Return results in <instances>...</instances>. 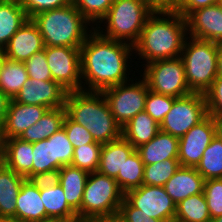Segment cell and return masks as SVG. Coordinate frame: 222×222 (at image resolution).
I'll return each mask as SVG.
<instances>
[{
	"mask_svg": "<svg viewBox=\"0 0 222 222\" xmlns=\"http://www.w3.org/2000/svg\"><path fill=\"white\" fill-rule=\"evenodd\" d=\"M133 51V45L107 39L93 29L80 47L82 90L101 92L131 80L128 61Z\"/></svg>",
	"mask_w": 222,
	"mask_h": 222,
	"instance_id": "6da1fadb",
	"label": "cell"
},
{
	"mask_svg": "<svg viewBox=\"0 0 222 222\" xmlns=\"http://www.w3.org/2000/svg\"><path fill=\"white\" fill-rule=\"evenodd\" d=\"M187 22L177 11L155 10L147 19L133 50L143 65L150 62L180 57L186 38Z\"/></svg>",
	"mask_w": 222,
	"mask_h": 222,
	"instance_id": "7a4b0ae2",
	"label": "cell"
},
{
	"mask_svg": "<svg viewBox=\"0 0 222 222\" xmlns=\"http://www.w3.org/2000/svg\"><path fill=\"white\" fill-rule=\"evenodd\" d=\"M65 108L66 114L85 127L95 142L103 145L122 136V128L115 121L102 92H67Z\"/></svg>",
	"mask_w": 222,
	"mask_h": 222,
	"instance_id": "3957f363",
	"label": "cell"
},
{
	"mask_svg": "<svg viewBox=\"0 0 222 222\" xmlns=\"http://www.w3.org/2000/svg\"><path fill=\"white\" fill-rule=\"evenodd\" d=\"M31 19L39 29L45 47L80 48L94 29L72 3L40 12Z\"/></svg>",
	"mask_w": 222,
	"mask_h": 222,
	"instance_id": "277c9868",
	"label": "cell"
},
{
	"mask_svg": "<svg viewBox=\"0 0 222 222\" xmlns=\"http://www.w3.org/2000/svg\"><path fill=\"white\" fill-rule=\"evenodd\" d=\"M154 11L145 0H114L106 16L94 29L107 39L134 45ZM100 26H105L106 30Z\"/></svg>",
	"mask_w": 222,
	"mask_h": 222,
	"instance_id": "5b68a950",
	"label": "cell"
},
{
	"mask_svg": "<svg viewBox=\"0 0 222 222\" xmlns=\"http://www.w3.org/2000/svg\"><path fill=\"white\" fill-rule=\"evenodd\" d=\"M124 195L116 179L89 173L81 203V222H114Z\"/></svg>",
	"mask_w": 222,
	"mask_h": 222,
	"instance_id": "8992f818",
	"label": "cell"
},
{
	"mask_svg": "<svg viewBox=\"0 0 222 222\" xmlns=\"http://www.w3.org/2000/svg\"><path fill=\"white\" fill-rule=\"evenodd\" d=\"M192 93H202L217 78V43L187 37L180 55Z\"/></svg>",
	"mask_w": 222,
	"mask_h": 222,
	"instance_id": "52a82bcc",
	"label": "cell"
},
{
	"mask_svg": "<svg viewBox=\"0 0 222 222\" xmlns=\"http://www.w3.org/2000/svg\"><path fill=\"white\" fill-rule=\"evenodd\" d=\"M143 77L150 91L173 96L184 97L192 92L185 77V68L181 57L161 59L143 66Z\"/></svg>",
	"mask_w": 222,
	"mask_h": 222,
	"instance_id": "ba28073f",
	"label": "cell"
},
{
	"mask_svg": "<svg viewBox=\"0 0 222 222\" xmlns=\"http://www.w3.org/2000/svg\"><path fill=\"white\" fill-rule=\"evenodd\" d=\"M131 81V83H130ZM131 79L119 85L108 87L101 92L110 107L115 121L123 128L134 116L145 110L148 85L142 77Z\"/></svg>",
	"mask_w": 222,
	"mask_h": 222,
	"instance_id": "9c48e42d",
	"label": "cell"
},
{
	"mask_svg": "<svg viewBox=\"0 0 222 222\" xmlns=\"http://www.w3.org/2000/svg\"><path fill=\"white\" fill-rule=\"evenodd\" d=\"M207 116L208 109L205 95L191 93L174 100L170 111L160 124V130L181 138Z\"/></svg>",
	"mask_w": 222,
	"mask_h": 222,
	"instance_id": "30bf717a",
	"label": "cell"
},
{
	"mask_svg": "<svg viewBox=\"0 0 222 222\" xmlns=\"http://www.w3.org/2000/svg\"><path fill=\"white\" fill-rule=\"evenodd\" d=\"M52 80L67 92L82 91L80 48L44 47Z\"/></svg>",
	"mask_w": 222,
	"mask_h": 222,
	"instance_id": "8fae6325",
	"label": "cell"
},
{
	"mask_svg": "<svg viewBox=\"0 0 222 222\" xmlns=\"http://www.w3.org/2000/svg\"><path fill=\"white\" fill-rule=\"evenodd\" d=\"M124 198L150 218L174 222L176 204L163 186L142 184L140 187L127 191Z\"/></svg>",
	"mask_w": 222,
	"mask_h": 222,
	"instance_id": "7c38bea8",
	"label": "cell"
},
{
	"mask_svg": "<svg viewBox=\"0 0 222 222\" xmlns=\"http://www.w3.org/2000/svg\"><path fill=\"white\" fill-rule=\"evenodd\" d=\"M215 137L213 117L208 115L179 138L178 161L181 166L194 167L199 164L203 152Z\"/></svg>",
	"mask_w": 222,
	"mask_h": 222,
	"instance_id": "4fadbf2b",
	"label": "cell"
},
{
	"mask_svg": "<svg viewBox=\"0 0 222 222\" xmlns=\"http://www.w3.org/2000/svg\"><path fill=\"white\" fill-rule=\"evenodd\" d=\"M66 95L67 91L53 80L28 78L13 100L26 105H41L54 109L65 107Z\"/></svg>",
	"mask_w": 222,
	"mask_h": 222,
	"instance_id": "5bb4252c",
	"label": "cell"
},
{
	"mask_svg": "<svg viewBox=\"0 0 222 222\" xmlns=\"http://www.w3.org/2000/svg\"><path fill=\"white\" fill-rule=\"evenodd\" d=\"M187 31L189 37L222 42V9L219 4L198 8L187 17Z\"/></svg>",
	"mask_w": 222,
	"mask_h": 222,
	"instance_id": "9a60e30c",
	"label": "cell"
},
{
	"mask_svg": "<svg viewBox=\"0 0 222 222\" xmlns=\"http://www.w3.org/2000/svg\"><path fill=\"white\" fill-rule=\"evenodd\" d=\"M44 42L37 25L28 19L10 38L3 49L7 59L25 62L35 53L44 49Z\"/></svg>",
	"mask_w": 222,
	"mask_h": 222,
	"instance_id": "2e32d148",
	"label": "cell"
},
{
	"mask_svg": "<svg viewBox=\"0 0 222 222\" xmlns=\"http://www.w3.org/2000/svg\"><path fill=\"white\" fill-rule=\"evenodd\" d=\"M41 105H26L10 100L2 127L3 139L19 138L26 129L36 124L47 112Z\"/></svg>",
	"mask_w": 222,
	"mask_h": 222,
	"instance_id": "e0dca14e",
	"label": "cell"
},
{
	"mask_svg": "<svg viewBox=\"0 0 222 222\" xmlns=\"http://www.w3.org/2000/svg\"><path fill=\"white\" fill-rule=\"evenodd\" d=\"M40 194L46 210V219L78 222L77 213L68 205L63 188L55 178L40 179Z\"/></svg>",
	"mask_w": 222,
	"mask_h": 222,
	"instance_id": "ac0fdd59",
	"label": "cell"
},
{
	"mask_svg": "<svg viewBox=\"0 0 222 222\" xmlns=\"http://www.w3.org/2000/svg\"><path fill=\"white\" fill-rule=\"evenodd\" d=\"M16 218L21 222H38L46 219L41 200L40 180L26 179L16 198Z\"/></svg>",
	"mask_w": 222,
	"mask_h": 222,
	"instance_id": "d6986e66",
	"label": "cell"
},
{
	"mask_svg": "<svg viewBox=\"0 0 222 222\" xmlns=\"http://www.w3.org/2000/svg\"><path fill=\"white\" fill-rule=\"evenodd\" d=\"M204 183L205 179L196 168L180 166L163 187L177 205L187 197L202 193Z\"/></svg>",
	"mask_w": 222,
	"mask_h": 222,
	"instance_id": "ffe728a7",
	"label": "cell"
},
{
	"mask_svg": "<svg viewBox=\"0 0 222 222\" xmlns=\"http://www.w3.org/2000/svg\"><path fill=\"white\" fill-rule=\"evenodd\" d=\"M88 176V172L66 165L54 177L62 186L68 205L77 213L78 222H81V203Z\"/></svg>",
	"mask_w": 222,
	"mask_h": 222,
	"instance_id": "44dd1931",
	"label": "cell"
},
{
	"mask_svg": "<svg viewBox=\"0 0 222 222\" xmlns=\"http://www.w3.org/2000/svg\"><path fill=\"white\" fill-rule=\"evenodd\" d=\"M3 164L32 180L33 143L20 138L3 139Z\"/></svg>",
	"mask_w": 222,
	"mask_h": 222,
	"instance_id": "7402d4cb",
	"label": "cell"
},
{
	"mask_svg": "<svg viewBox=\"0 0 222 222\" xmlns=\"http://www.w3.org/2000/svg\"><path fill=\"white\" fill-rule=\"evenodd\" d=\"M136 149L123 137L103 144L100 151L99 167L97 172L116 178L129 155Z\"/></svg>",
	"mask_w": 222,
	"mask_h": 222,
	"instance_id": "603a6c76",
	"label": "cell"
},
{
	"mask_svg": "<svg viewBox=\"0 0 222 222\" xmlns=\"http://www.w3.org/2000/svg\"><path fill=\"white\" fill-rule=\"evenodd\" d=\"M178 148L179 138L160 130L153 139L136 150L144 165H150L169 158H178Z\"/></svg>",
	"mask_w": 222,
	"mask_h": 222,
	"instance_id": "cb8c5ba5",
	"label": "cell"
},
{
	"mask_svg": "<svg viewBox=\"0 0 222 222\" xmlns=\"http://www.w3.org/2000/svg\"><path fill=\"white\" fill-rule=\"evenodd\" d=\"M25 180L3 163L0 165V216L16 217V198Z\"/></svg>",
	"mask_w": 222,
	"mask_h": 222,
	"instance_id": "d4e9b609",
	"label": "cell"
},
{
	"mask_svg": "<svg viewBox=\"0 0 222 222\" xmlns=\"http://www.w3.org/2000/svg\"><path fill=\"white\" fill-rule=\"evenodd\" d=\"M159 131L160 125L142 111L122 128V136L137 149L153 139Z\"/></svg>",
	"mask_w": 222,
	"mask_h": 222,
	"instance_id": "484cf974",
	"label": "cell"
},
{
	"mask_svg": "<svg viewBox=\"0 0 222 222\" xmlns=\"http://www.w3.org/2000/svg\"><path fill=\"white\" fill-rule=\"evenodd\" d=\"M65 115V107L48 109L41 119L26 129L19 138L30 143L48 139L62 128Z\"/></svg>",
	"mask_w": 222,
	"mask_h": 222,
	"instance_id": "4316f807",
	"label": "cell"
},
{
	"mask_svg": "<svg viewBox=\"0 0 222 222\" xmlns=\"http://www.w3.org/2000/svg\"><path fill=\"white\" fill-rule=\"evenodd\" d=\"M29 19L21 4L0 2V49H4L10 38Z\"/></svg>",
	"mask_w": 222,
	"mask_h": 222,
	"instance_id": "83f0119b",
	"label": "cell"
},
{
	"mask_svg": "<svg viewBox=\"0 0 222 222\" xmlns=\"http://www.w3.org/2000/svg\"><path fill=\"white\" fill-rule=\"evenodd\" d=\"M32 180L51 179L55 177V159L53 135L33 143Z\"/></svg>",
	"mask_w": 222,
	"mask_h": 222,
	"instance_id": "f1b7e54d",
	"label": "cell"
},
{
	"mask_svg": "<svg viewBox=\"0 0 222 222\" xmlns=\"http://www.w3.org/2000/svg\"><path fill=\"white\" fill-rule=\"evenodd\" d=\"M27 79L25 63L6 58L0 74V90L10 100L15 98Z\"/></svg>",
	"mask_w": 222,
	"mask_h": 222,
	"instance_id": "f546056e",
	"label": "cell"
},
{
	"mask_svg": "<svg viewBox=\"0 0 222 222\" xmlns=\"http://www.w3.org/2000/svg\"><path fill=\"white\" fill-rule=\"evenodd\" d=\"M204 193L192 195L176 205L174 222H211Z\"/></svg>",
	"mask_w": 222,
	"mask_h": 222,
	"instance_id": "4dcf8cb0",
	"label": "cell"
},
{
	"mask_svg": "<svg viewBox=\"0 0 222 222\" xmlns=\"http://www.w3.org/2000/svg\"><path fill=\"white\" fill-rule=\"evenodd\" d=\"M196 170L205 180L222 178V140L216 135L203 152Z\"/></svg>",
	"mask_w": 222,
	"mask_h": 222,
	"instance_id": "1f68e13d",
	"label": "cell"
},
{
	"mask_svg": "<svg viewBox=\"0 0 222 222\" xmlns=\"http://www.w3.org/2000/svg\"><path fill=\"white\" fill-rule=\"evenodd\" d=\"M144 163L137 150L126 159L122 171H119L115 178L118 186L124 194L143 184Z\"/></svg>",
	"mask_w": 222,
	"mask_h": 222,
	"instance_id": "d6a6232c",
	"label": "cell"
},
{
	"mask_svg": "<svg viewBox=\"0 0 222 222\" xmlns=\"http://www.w3.org/2000/svg\"><path fill=\"white\" fill-rule=\"evenodd\" d=\"M180 166L178 158H169L165 161L144 165L143 184L164 186Z\"/></svg>",
	"mask_w": 222,
	"mask_h": 222,
	"instance_id": "836d02e7",
	"label": "cell"
},
{
	"mask_svg": "<svg viewBox=\"0 0 222 222\" xmlns=\"http://www.w3.org/2000/svg\"><path fill=\"white\" fill-rule=\"evenodd\" d=\"M102 144L95 142L74 148L72 166L88 173L97 172Z\"/></svg>",
	"mask_w": 222,
	"mask_h": 222,
	"instance_id": "e575fe53",
	"label": "cell"
},
{
	"mask_svg": "<svg viewBox=\"0 0 222 222\" xmlns=\"http://www.w3.org/2000/svg\"><path fill=\"white\" fill-rule=\"evenodd\" d=\"M113 1L114 0H71V3L94 28V26H98L99 22L106 16Z\"/></svg>",
	"mask_w": 222,
	"mask_h": 222,
	"instance_id": "d590c367",
	"label": "cell"
},
{
	"mask_svg": "<svg viewBox=\"0 0 222 222\" xmlns=\"http://www.w3.org/2000/svg\"><path fill=\"white\" fill-rule=\"evenodd\" d=\"M53 150L56 175L63 166L71 165L74 153V147L67 138L63 127L53 134Z\"/></svg>",
	"mask_w": 222,
	"mask_h": 222,
	"instance_id": "8d00e7d4",
	"label": "cell"
},
{
	"mask_svg": "<svg viewBox=\"0 0 222 222\" xmlns=\"http://www.w3.org/2000/svg\"><path fill=\"white\" fill-rule=\"evenodd\" d=\"M175 99L173 96L158 94L148 90L144 111L160 125L170 111Z\"/></svg>",
	"mask_w": 222,
	"mask_h": 222,
	"instance_id": "74e56055",
	"label": "cell"
},
{
	"mask_svg": "<svg viewBox=\"0 0 222 222\" xmlns=\"http://www.w3.org/2000/svg\"><path fill=\"white\" fill-rule=\"evenodd\" d=\"M208 211L211 219L222 215V178L207 179L204 183Z\"/></svg>",
	"mask_w": 222,
	"mask_h": 222,
	"instance_id": "f35d334b",
	"label": "cell"
},
{
	"mask_svg": "<svg viewBox=\"0 0 222 222\" xmlns=\"http://www.w3.org/2000/svg\"><path fill=\"white\" fill-rule=\"evenodd\" d=\"M24 63L28 73V78L40 81L52 80L44 49L35 53Z\"/></svg>",
	"mask_w": 222,
	"mask_h": 222,
	"instance_id": "ab89813d",
	"label": "cell"
},
{
	"mask_svg": "<svg viewBox=\"0 0 222 222\" xmlns=\"http://www.w3.org/2000/svg\"><path fill=\"white\" fill-rule=\"evenodd\" d=\"M62 127L66 131L67 138L74 148L95 143L93 136L82 125L74 122L67 114L64 117Z\"/></svg>",
	"mask_w": 222,
	"mask_h": 222,
	"instance_id": "60d3db41",
	"label": "cell"
},
{
	"mask_svg": "<svg viewBox=\"0 0 222 222\" xmlns=\"http://www.w3.org/2000/svg\"><path fill=\"white\" fill-rule=\"evenodd\" d=\"M69 4H71V0H23L21 2L29 19L40 12L62 8Z\"/></svg>",
	"mask_w": 222,
	"mask_h": 222,
	"instance_id": "b9f144b4",
	"label": "cell"
},
{
	"mask_svg": "<svg viewBox=\"0 0 222 222\" xmlns=\"http://www.w3.org/2000/svg\"><path fill=\"white\" fill-rule=\"evenodd\" d=\"M204 95L208 115L222 116V77H217Z\"/></svg>",
	"mask_w": 222,
	"mask_h": 222,
	"instance_id": "7bdbcfd3",
	"label": "cell"
},
{
	"mask_svg": "<svg viewBox=\"0 0 222 222\" xmlns=\"http://www.w3.org/2000/svg\"><path fill=\"white\" fill-rule=\"evenodd\" d=\"M114 222H167L150 218L142 213L141 209L133 207L125 198L123 199Z\"/></svg>",
	"mask_w": 222,
	"mask_h": 222,
	"instance_id": "ee69618b",
	"label": "cell"
},
{
	"mask_svg": "<svg viewBox=\"0 0 222 222\" xmlns=\"http://www.w3.org/2000/svg\"><path fill=\"white\" fill-rule=\"evenodd\" d=\"M218 3L219 0H181V3L176 11L186 18L192 11L198 8L211 6Z\"/></svg>",
	"mask_w": 222,
	"mask_h": 222,
	"instance_id": "f6af8a7d",
	"label": "cell"
},
{
	"mask_svg": "<svg viewBox=\"0 0 222 222\" xmlns=\"http://www.w3.org/2000/svg\"><path fill=\"white\" fill-rule=\"evenodd\" d=\"M154 10L176 11L181 0H145Z\"/></svg>",
	"mask_w": 222,
	"mask_h": 222,
	"instance_id": "bcb514c9",
	"label": "cell"
},
{
	"mask_svg": "<svg viewBox=\"0 0 222 222\" xmlns=\"http://www.w3.org/2000/svg\"><path fill=\"white\" fill-rule=\"evenodd\" d=\"M10 99L0 90V129H2Z\"/></svg>",
	"mask_w": 222,
	"mask_h": 222,
	"instance_id": "7dc6e473",
	"label": "cell"
},
{
	"mask_svg": "<svg viewBox=\"0 0 222 222\" xmlns=\"http://www.w3.org/2000/svg\"><path fill=\"white\" fill-rule=\"evenodd\" d=\"M217 77H222V42L217 43Z\"/></svg>",
	"mask_w": 222,
	"mask_h": 222,
	"instance_id": "c3c4849f",
	"label": "cell"
},
{
	"mask_svg": "<svg viewBox=\"0 0 222 222\" xmlns=\"http://www.w3.org/2000/svg\"><path fill=\"white\" fill-rule=\"evenodd\" d=\"M215 124V135L222 140V116H212Z\"/></svg>",
	"mask_w": 222,
	"mask_h": 222,
	"instance_id": "681fc988",
	"label": "cell"
},
{
	"mask_svg": "<svg viewBox=\"0 0 222 222\" xmlns=\"http://www.w3.org/2000/svg\"><path fill=\"white\" fill-rule=\"evenodd\" d=\"M0 222H21L16 217L0 216Z\"/></svg>",
	"mask_w": 222,
	"mask_h": 222,
	"instance_id": "f907efd6",
	"label": "cell"
},
{
	"mask_svg": "<svg viewBox=\"0 0 222 222\" xmlns=\"http://www.w3.org/2000/svg\"><path fill=\"white\" fill-rule=\"evenodd\" d=\"M3 141L2 130L0 129V165L3 163Z\"/></svg>",
	"mask_w": 222,
	"mask_h": 222,
	"instance_id": "816d5d0a",
	"label": "cell"
},
{
	"mask_svg": "<svg viewBox=\"0 0 222 222\" xmlns=\"http://www.w3.org/2000/svg\"><path fill=\"white\" fill-rule=\"evenodd\" d=\"M5 60H6L5 52L3 49H0V74Z\"/></svg>",
	"mask_w": 222,
	"mask_h": 222,
	"instance_id": "f5cc1de1",
	"label": "cell"
},
{
	"mask_svg": "<svg viewBox=\"0 0 222 222\" xmlns=\"http://www.w3.org/2000/svg\"><path fill=\"white\" fill-rule=\"evenodd\" d=\"M38 222H66V221H63V220H60V219H55V218H48V219H45V220H40Z\"/></svg>",
	"mask_w": 222,
	"mask_h": 222,
	"instance_id": "db71d44e",
	"label": "cell"
},
{
	"mask_svg": "<svg viewBox=\"0 0 222 222\" xmlns=\"http://www.w3.org/2000/svg\"><path fill=\"white\" fill-rule=\"evenodd\" d=\"M23 0H0V2H14V3H18L21 4Z\"/></svg>",
	"mask_w": 222,
	"mask_h": 222,
	"instance_id": "11a10c76",
	"label": "cell"
},
{
	"mask_svg": "<svg viewBox=\"0 0 222 222\" xmlns=\"http://www.w3.org/2000/svg\"><path fill=\"white\" fill-rule=\"evenodd\" d=\"M211 222H222V215L216 218H213Z\"/></svg>",
	"mask_w": 222,
	"mask_h": 222,
	"instance_id": "9f6ffc18",
	"label": "cell"
},
{
	"mask_svg": "<svg viewBox=\"0 0 222 222\" xmlns=\"http://www.w3.org/2000/svg\"><path fill=\"white\" fill-rule=\"evenodd\" d=\"M222 9V0H219V3H218Z\"/></svg>",
	"mask_w": 222,
	"mask_h": 222,
	"instance_id": "6f0895ef",
	"label": "cell"
}]
</instances>
